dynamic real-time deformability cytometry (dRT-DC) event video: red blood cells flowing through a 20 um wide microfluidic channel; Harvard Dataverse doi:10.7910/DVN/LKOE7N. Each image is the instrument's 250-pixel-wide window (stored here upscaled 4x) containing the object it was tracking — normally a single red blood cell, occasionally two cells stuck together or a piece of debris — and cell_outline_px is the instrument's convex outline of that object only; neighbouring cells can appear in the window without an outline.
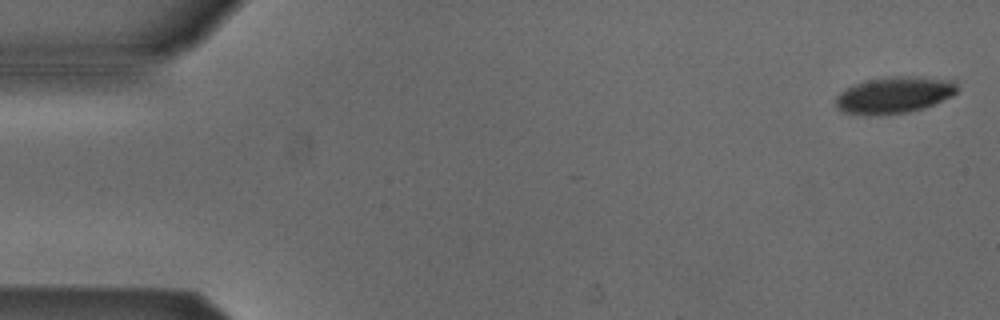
{"species": "Egyptian fruit bat (a non-hibernating species)", "species_latin": "Rousettus aegyptiacus", "temperature_condition": "cold", "stored_images_in_passage": 53, "camera_frame_rate_fps": 3000, "um_per_image_px": 0.085, "animal": {"sex": "male"}, "frame": {"image": 1, "passage_image": 2, "time_ms": 0.333, "image_size_px": [1000, 320], "cell_outline_px": [[956, 92], [952, 96], [924, 108], [908, 112], [868, 116], [864, 116], [844, 112], [836, 108], [836, 96], [840, 92], [864, 80], [892, 76], [908, 76], [952, 80], [956, 84]], "centroid_in_image_um": [75.97, 8.09], "position_along_channel_um": 9.0, "area_um2": 25.84}}
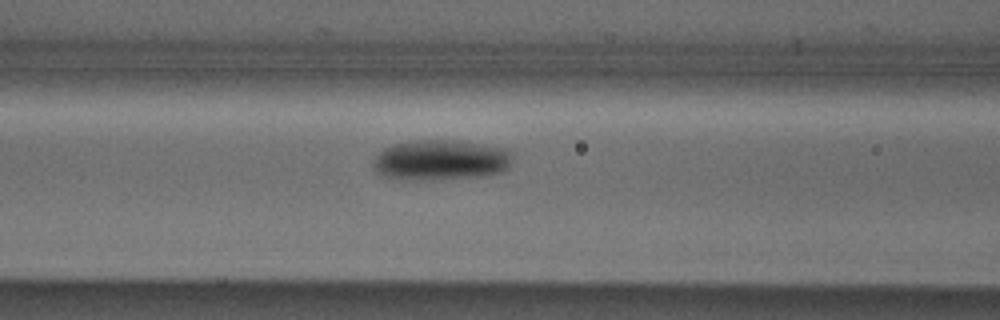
{"frame": {"image": 2, "passage_image": 22, "time_ms": 7.0, "image_size_px": [1000, 320], "cell_outline_px": [[512, 164], [508, 168], [500, 172], [476, 176], [384, 176], [376, 172], [372, 168], [372, 160], [384, 148], [392, 144], [416, 140], [460, 140], [508, 148], [512, 152]], "centroid_in_image_um": [37.53, 13.51], "position_along_channel_um": 129.1, "area_um2": 31.56}}
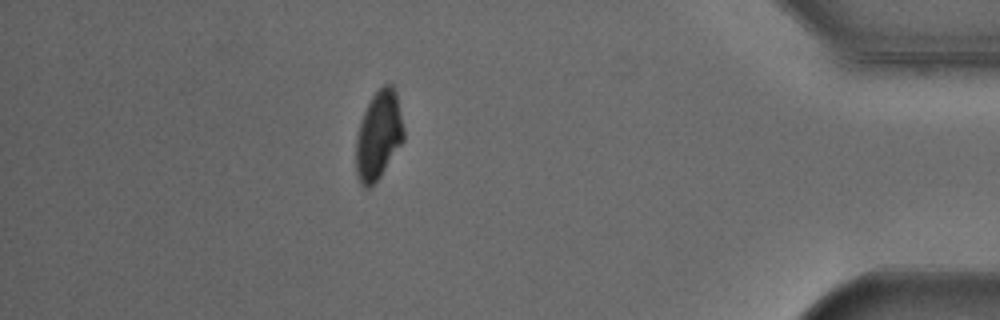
{"frame": {"image": 3, "passage_image": 47, "time_ms": 15.333, "image_size_px": [1000, 320], "cell_outline_px": [[404, 140], [380, 176], [368, 188], [364, 188], [360, 184], [356, 172], [356, 136], [360, 120], [372, 96], [384, 84], [392, 84], [396, 92], [404, 128]], "centroid_in_image_um": [32.17, 11.49], "position_along_channel_um": 403.0, "area_um2": 24.51}, "authors_computed_cell_mechanics": {"area_um2": 27.6862, "velocity_mm_per_s": 3.8572, "shape_relaxation_time_tau1_ms": 3.5986, "shape_relaxation_time_tau2_ms": null, "deformation_change_tau1": 0.1128, "deformation_change_tau2": null}}